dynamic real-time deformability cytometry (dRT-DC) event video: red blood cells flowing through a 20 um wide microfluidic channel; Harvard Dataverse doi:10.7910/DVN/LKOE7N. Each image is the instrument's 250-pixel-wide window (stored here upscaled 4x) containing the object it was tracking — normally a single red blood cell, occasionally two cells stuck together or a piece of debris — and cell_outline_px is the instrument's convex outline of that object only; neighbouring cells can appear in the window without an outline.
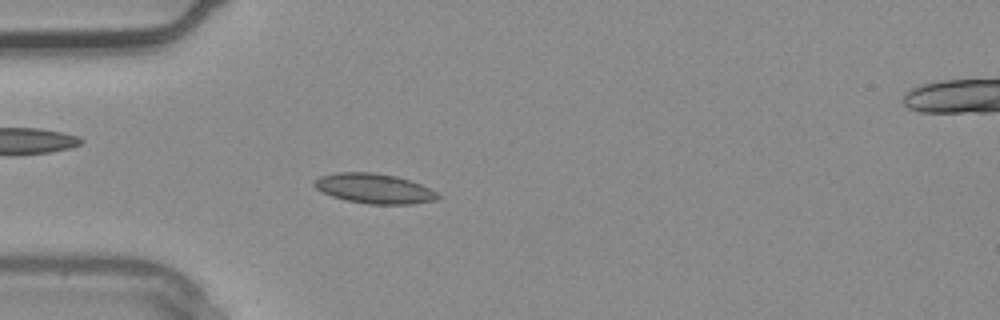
{"species": "common noctule bat (a hibernating species)", "species_latin": "Nyctalus noctula", "temperature_condition": "warm", "stored_images_in_passage": 5, "camera_frame_rate_fps": 3000, "um_per_image_px": 0.085, "animal": {"sex": "male", "body_mass_g": 20.4}, "frame": {"image": 1, "passage_image": 4, "time_ms": 1.0, "image_size_px": [1000, 320], "cell_outline_px": [[440, 196], [436, 200], [412, 204], [368, 204], [348, 200], [332, 196], [316, 188], [312, 184], [320, 176], [336, 172], [372, 172], [396, 176], [420, 184], [436, 192]], "centroid_in_image_um": [31.8, 16.02], "position_along_channel_um": 53.2, "area_um2": 21.27}}